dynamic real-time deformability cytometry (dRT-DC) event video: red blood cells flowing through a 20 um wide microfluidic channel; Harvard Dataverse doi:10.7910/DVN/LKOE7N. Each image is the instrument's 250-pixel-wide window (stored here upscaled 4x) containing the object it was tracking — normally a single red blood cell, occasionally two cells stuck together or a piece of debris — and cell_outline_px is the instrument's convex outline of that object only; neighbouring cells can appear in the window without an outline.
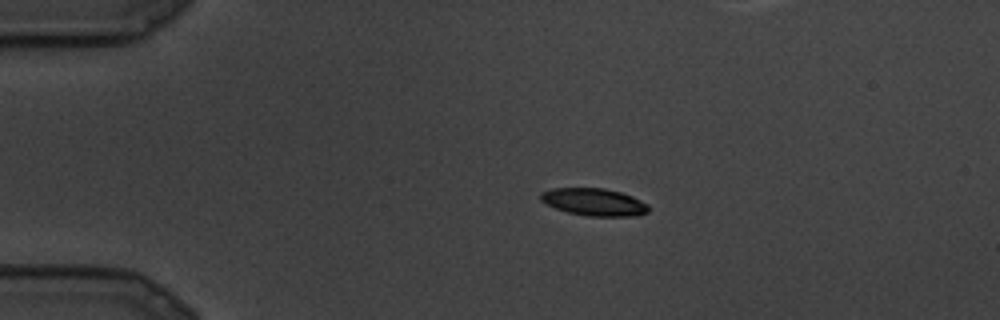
{"species": "common noctule bat (a hibernating species)", "species_latin": "Nyctalus noctula", "temperature_condition": "cold", "stored_images_in_passage": 11, "camera_frame_rate_fps": 3000, "um_per_image_px": 0.085, "animal": {"sex": "male", "body_mass_g": 19.5, "forearm_length_mm": 54.6}, "frame": {"image": 1, "passage_image": 5, "time_ms": 1.333, "image_size_px": [1000, 320], "cell_outline_px": [[648, 212], [636, 216], [588, 216], [568, 212], [556, 208], [540, 200], [540, 192], [552, 188], [604, 188], [620, 192], [632, 196], [648, 204]], "centroid_in_image_um": [50.49, 17.17], "position_along_channel_um": 34.5, "area_um2": 17.17}}
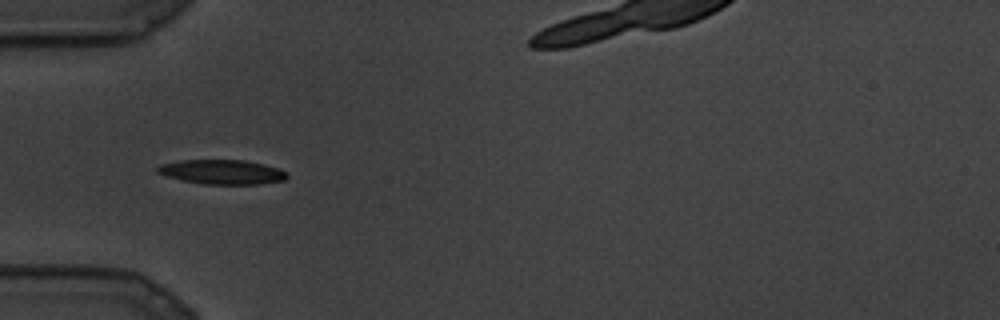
{"frame": {"image": 2, "passage_image": 8, "time_ms": 2.333, "image_size_px": [1000, 320], "cell_outline_px": [[288, 176], [284, 180], [260, 184], [204, 184], [180, 180], [156, 172], [156, 168], [160, 164], [180, 160], [244, 160], [264, 164], [288, 172]], "centroid_in_image_um": [18.86, 14.61], "position_along_channel_um": 66.1, "area_um2": 18.5}}
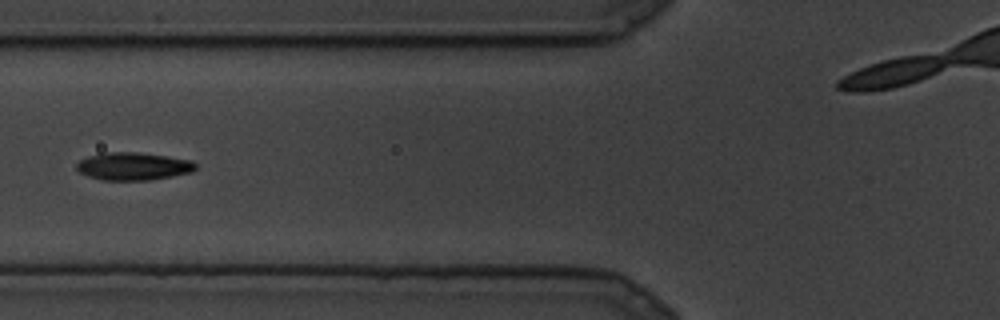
{"frame": {"image": 3, "passage_image": 10, "time_ms": 3.0, "image_size_px": [1000, 320], "cell_outline_px": [[196, 168], [192, 172], [152, 180], [104, 180], [88, 176], [80, 172], [76, 168], [76, 164], [80, 160], [88, 156], [104, 152], [136, 152], [168, 156], [192, 160], [196, 164]], "centroid_in_image_um": [11.34, 14.13], "position_along_channel_um": 114.5, "area_um2": 19.31}}